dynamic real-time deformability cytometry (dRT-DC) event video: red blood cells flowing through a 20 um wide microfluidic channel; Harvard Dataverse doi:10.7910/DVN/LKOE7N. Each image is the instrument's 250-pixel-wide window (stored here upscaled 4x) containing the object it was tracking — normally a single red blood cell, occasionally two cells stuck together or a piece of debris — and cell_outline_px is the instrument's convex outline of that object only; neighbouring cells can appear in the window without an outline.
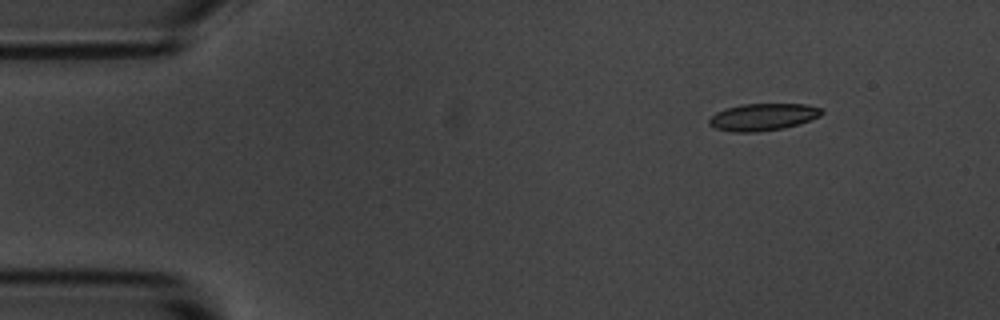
{"species": "common noctule bat (a hibernating species)", "species_latin": "Nyctalus noctula", "temperature_condition": "room temperature", "stored_images_in_passage": 9, "camera_frame_rate_fps": 3000, "um_per_image_px": 0.085, "animal": {"sex": "male", "body_mass_g": 20.1, "forearm_length_mm": 53.5}, "frame": {"image": 1, "passage_image": 2, "time_ms": 1.333, "image_size_px": [1000, 320], "cell_outline_px": [[824, 112], [820, 116], [800, 124], [784, 128], [756, 132], [736, 132], [716, 128], [708, 124], [708, 120], [716, 112], [724, 108], [744, 104], [808, 104], [820, 108]], "centroid_in_image_um": [64.86, 9.94], "position_along_channel_um": 20.1, "area_um2": 17.8}}
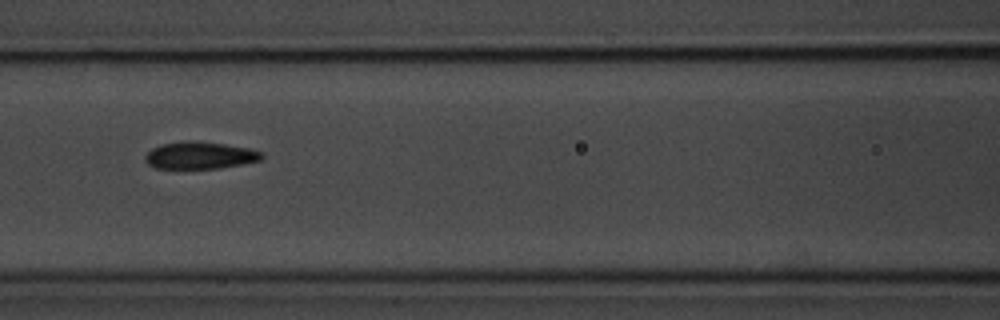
{"frame": {"image": 2, "passage_image": 7, "time_ms": 7.0, "image_size_px": [1000, 320], "cell_outline_px": [[264, 156], [260, 160], [220, 168], [156, 168], [148, 164], [144, 160], [144, 156], [152, 148], [164, 144], [184, 140], [196, 140], [224, 144], [248, 148], [264, 152]], "centroid_in_image_um": [16.99, 13.19], "position_along_channel_um": 149.6, "area_um2": 18.44}}
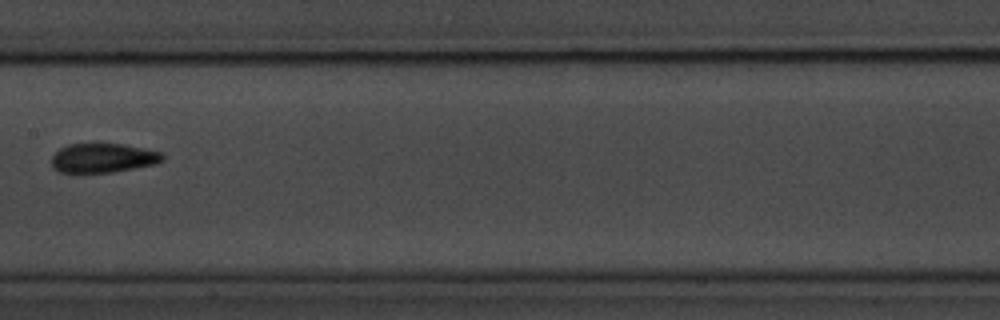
{"frame": {"image": 3, "passage_image": 8, "time_ms": 8.333, "image_size_px": [1000, 320], "cell_outline_px": [[164, 160], [156, 164], [112, 172], [80, 176], [76, 176], [60, 172], [52, 168], [52, 156], [60, 148], [68, 144], [124, 144], [160, 152], [164, 156]], "centroid_in_image_um": [8.68, 13.48], "position_along_channel_um": 198.7, "area_um2": 19.59}}